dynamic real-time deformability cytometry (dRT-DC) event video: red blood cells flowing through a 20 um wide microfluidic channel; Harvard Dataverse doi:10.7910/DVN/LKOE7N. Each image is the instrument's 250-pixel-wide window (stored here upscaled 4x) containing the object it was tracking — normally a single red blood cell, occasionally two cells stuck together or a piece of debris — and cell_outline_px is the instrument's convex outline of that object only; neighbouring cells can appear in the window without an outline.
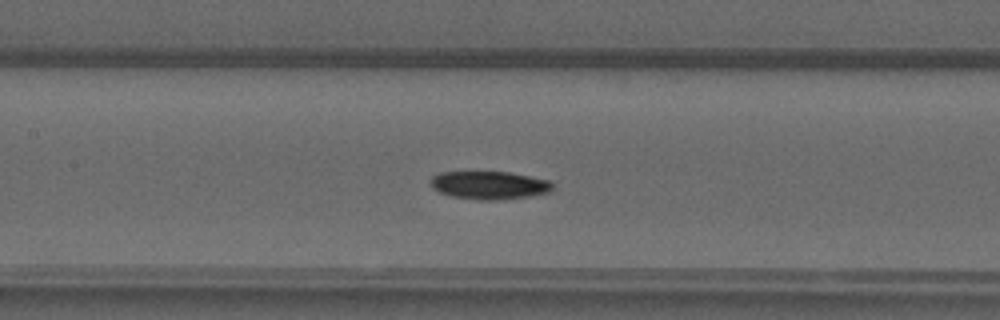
{"species": "common noctule bat (a hibernating species)", "species_latin": "Nyctalus noctula", "temperature_condition": "warm", "stored_images_in_passage": 41, "camera_frame_rate_fps": 3000, "um_per_image_px": 0.085, "animal": {"sex": "male", "forearm_length_mm": 52.5}, "frame": {"image": 1, "passage_image": 15, "time_ms": 4.667, "image_size_px": [1000, 320], "cell_outline_px": [[552, 192], [532, 196], [496, 200], [480, 200], [452, 196], [440, 192], [432, 188], [432, 176], [440, 172], [508, 172], [552, 180]], "centroid_in_image_um": [41.65, 15.74], "position_along_channel_um": 165.8, "area_um2": 20.0}}
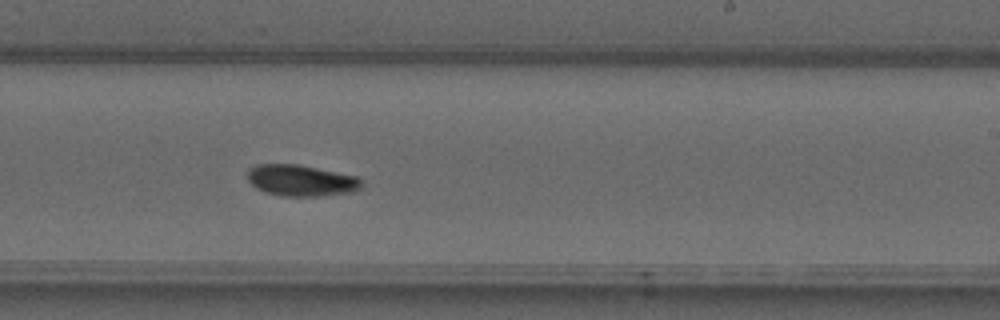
{"frame": {"image": 2, "passage_image": 22, "time_ms": 7.0, "image_size_px": [1000, 320], "cell_outline_px": [[364, 184], [356, 192], [324, 196], [284, 196], [264, 192], [256, 188], [248, 180], [248, 168], [256, 164], [300, 164], [360, 176], [364, 180]], "centroid_in_image_um": [25.68, 15.34], "position_along_channel_um": 263.3, "area_um2": 21.44}}
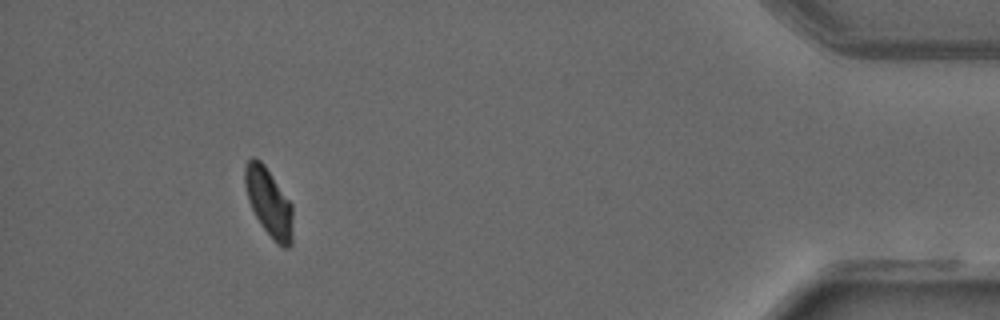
{"frame": {"image": 3, "passage_image": 37, "time_ms": 12.0, "image_size_px": [1000, 320], "cell_outline_px": [[292, 244], [288, 248], [284, 248], [276, 244], [260, 224], [248, 200], [244, 184], [244, 168], [248, 160], [252, 156], [260, 160], [264, 164], [292, 204]], "centroid_in_image_um": [22.85, 17.21], "position_along_channel_um": 412.4, "area_um2": 19.13}}